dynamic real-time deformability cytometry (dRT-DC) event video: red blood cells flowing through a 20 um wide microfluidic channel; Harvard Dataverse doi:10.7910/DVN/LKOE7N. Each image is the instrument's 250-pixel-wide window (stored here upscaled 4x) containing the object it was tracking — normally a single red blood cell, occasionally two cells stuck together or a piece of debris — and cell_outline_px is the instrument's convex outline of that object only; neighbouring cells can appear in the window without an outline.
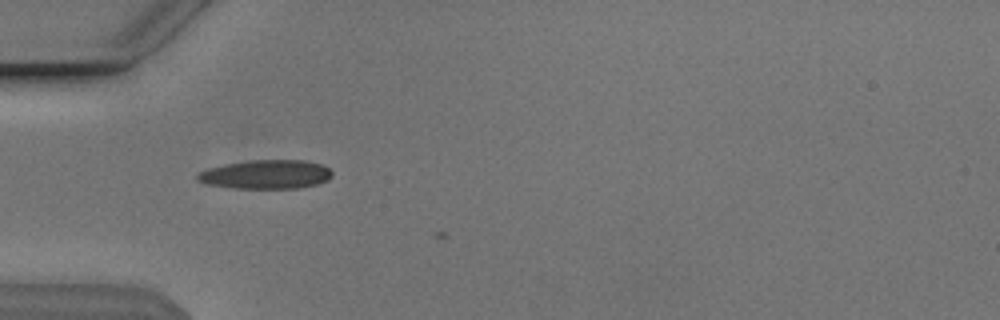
{"species": "Egyptian fruit bat (a non-hibernating species)", "species_latin": "Rousettus aegyptiacus", "temperature_condition": "cold", "stored_images_in_passage": 3, "camera_frame_rate_fps": 3000, "um_per_image_px": 0.085, "animal": {"sex": "male"}, "frame": {"image": 1, "passage_image": 2, "time_ms": 0.333, "image_size_px": [1000, 320], "cell_outline_px": [[332, 176], [328, 180], [316, 184], [296, 188], [236, 188], [208, 184], [196, 180], [196, 176], [200, 172], [208, 168], [224, 164], [248, 160], [304, 160], [320, 164], [328, 168], [332, 172]], "centroid_in_image_um": [22.6, 14.81], "position_along_channel_um": 62.4, "area_um2": 22.6}}